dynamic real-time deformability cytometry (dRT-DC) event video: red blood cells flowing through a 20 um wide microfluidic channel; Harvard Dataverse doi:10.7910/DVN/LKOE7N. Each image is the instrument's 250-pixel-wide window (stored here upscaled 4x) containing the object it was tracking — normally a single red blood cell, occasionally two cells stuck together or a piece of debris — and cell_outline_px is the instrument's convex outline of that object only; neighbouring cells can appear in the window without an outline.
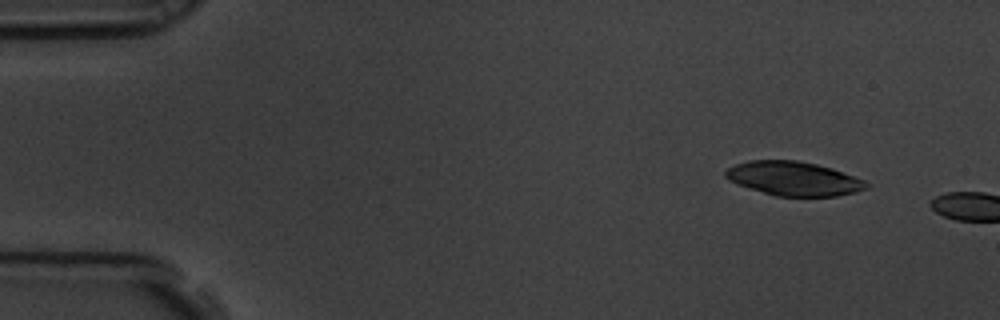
{"species": "common noctule bat (a hibernating species)", "species_latin": "Nyctalus noctula", "temperature_condition": "room temperature", "stored_images_in_passage": 2, "camera_frame_rate_fps": 3000, "um_per_image_px": 0.085, "animal": {"sex": "male", "body_mass_g": 19.5, "forearm_length_mm": 54.6}, "frame": {"image": 1, "passage_image": 1, "time_ms": 0.0, "image_size_px": [1000, 320], "cell_outline_px": [[868, 188], [856, 192], [836, 196], [776, 196], [736, 184], [728, 180], [724, 176], [724, 172], [728, 168], [736, 164], [748, 160], [796, 160], [816, 164], [832, 168], [864, 180], [868, 184]], "centroid_in_image_um": [67.44, 15.18], "position_along_channel_um": 17.6, "area_um2": 27.92}}